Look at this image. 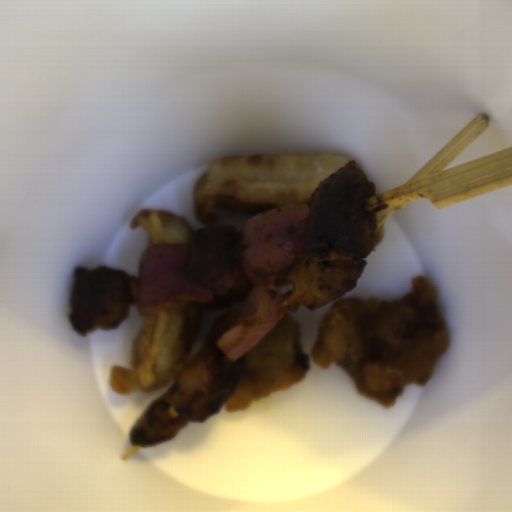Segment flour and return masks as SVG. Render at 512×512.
<instances>
[{"instance_id":"obj_1","label":"flour","mask_w":512,"mask_h":512,"mask_svg":"<svg viewBox=\"0 0 512 512\" xmlns=\"http://www.w3.org/2000/svg\"><path fill=\"white\" fill-rule=\"evenodd\" d=\"M350 160L341 153H237L214 158L198 177L193 210L206 229L307 204L319 184Z\"/></svg>"},{"instance_id":"obj_3","label":"flour","mask_w":512,"mask_h":512,"mask_svg":"<svg viewBox=\"0 0 512 512\" xmlns=\"http://www.w3.org/2000/svg\"><path fill=\"white\" fill-rule=\"evenodd\" d=\"M129 229L140 227L147 233L144 250L154 244H184L196 235L183 214L166 210L147 209L134 216Z\"/></svg>"},{"instance_id":"obj_2","label":"flour","mask_w":512,"mask_h":512,"mask_svg":"<svg viewBox=\"0 0 512 512\" xmlns=\"http://www.w3.org/2000/svg\"><path fill=\"white\" fill-rule=\"evenodd\" d=\"M199 301L143 316L128 367H111V391L120 396L146 393L175 383L198 335Z\"/></svg>"}]
</instances>
